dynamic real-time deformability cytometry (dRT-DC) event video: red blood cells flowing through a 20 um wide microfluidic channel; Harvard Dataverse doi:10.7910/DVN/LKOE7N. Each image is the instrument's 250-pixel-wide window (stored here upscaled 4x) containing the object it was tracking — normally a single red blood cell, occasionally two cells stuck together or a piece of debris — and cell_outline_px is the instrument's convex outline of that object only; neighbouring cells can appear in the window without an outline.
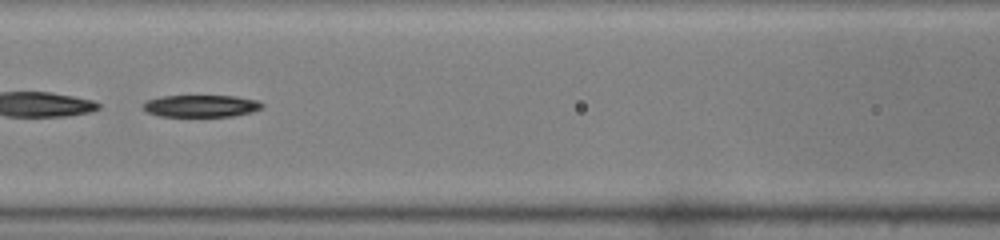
{"species": "common noctule bat (a hibernating species)", "species_latin": "Nyctalus noctula", "temperature_condition": "warm", "stored_images_in_passage": 45, "segment_of_instrument_passage": [2, 2], "camera_frame_rate_fps": 3000, "um_per_image_px": 0.085, "animal": {"sex": "male", "body_mass_g": 19.0, "forearm_length_mm": 50.8}, "frame": {"image": 1, "passage_image": 19, "time_ms": 6.0, "image_size_px": [1000, 240], "cell_outline_px": [[264, 108], [252, 112], [232, 116], [160, 116], [148, 112], [140, 104], [148, 100], [164, 96], [236, 96], [260, 100], [264, 104]], "centroid_in_image_um": [17.16, 9.0], "position_along_channel_um": 149.4, "area_um2": 15.37}}
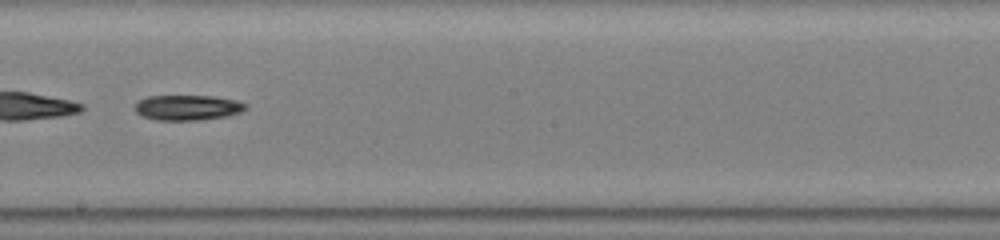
{"frame": {"image": 2, "passage_image": 25, "time_ms": 8.0, "image_size_px": [1000, 240], "cell_outline_px": [[248, 108], [240, 112], [228, 116], [196, 120], [156, 120], [140, 116], [136, 112], [136, 104], [140, 100], [148, 96], [212, 96], [236, 100], [248, 104]], "centroid_in_image_um": [15.97, 9.15], "position_along_channel_um": 232.2, "area_um2": 16.3}}
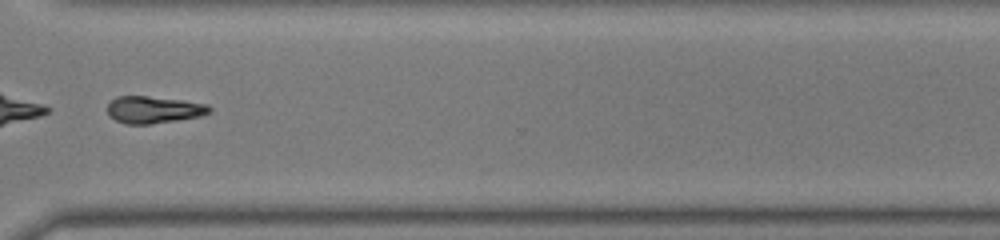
{"frame": {"image": 3, "passage_image": 34, "time_ms": 11.0, "image_size_px": [1000, 240], "cell_outline_px": [[212, 112], [200, 116], [152, 124], [124, 124], [108, 116], [108, 104], [116, 96], [148, 96], [184, 100], [208, 104], [212, 108]], "centroid_in_image_um": [13.08, 9.32], "position_along_channel_um": 357.5, "area_um2": 16.24}}